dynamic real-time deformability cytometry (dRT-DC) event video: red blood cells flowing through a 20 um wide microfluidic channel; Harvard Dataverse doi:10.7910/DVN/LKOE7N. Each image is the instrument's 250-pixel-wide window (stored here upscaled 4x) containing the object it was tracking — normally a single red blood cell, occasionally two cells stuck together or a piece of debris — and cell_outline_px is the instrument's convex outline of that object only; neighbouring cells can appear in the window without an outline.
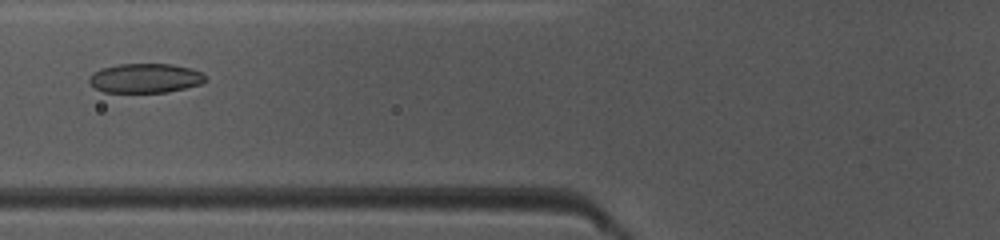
{"species": "common noctule bat (a hibernating species)", "species_latin": "Nyctalus noctula", "temperature_condition": "warm", "stored_images_in_passage": 46, "camera_frame_rate_fps": 3000, "um_per_image_px": 0.085, "animal": {"sex": "female", "body_mass_g": 10.0, "forearm_length_mm": 53.1}, "frame": {"image": 1, "passage_image": 17, "time_ms": 5.333, "image_size_px": [1000, 240], "cell_outline_px": [[208, 80], [200, 84], [168, 92], [104, 92], [96, 88], [88, 80], [88, 76], [92, 72], [104, 68], [120, 64], [172, 64], [192, 68], [200, 72]], "centroid_in_image_um": [12.35, 6.64], "position_along_channel_um": 113.4, "area_um2": 19.83}}
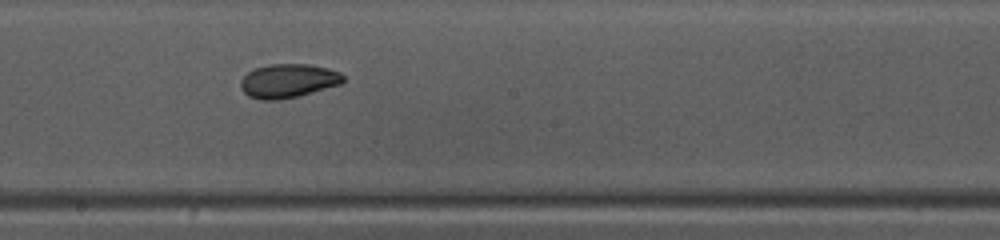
{"frame": {"image": 2, "passage_image": 25, "time_ms": 8.0, "image_size_px": [1000, 240], "cell_outline_px": [[344, 80], [340, 84], [300, 96], [280, 100], [260, 100], [248, 96], [240, 88], [240, 80], [248, 72], [256, 68], [268, 64], [308, 64], [328, 68], [340, 72], [344, 76]], "centroid_in_image_um": [24.48, 6.88], "position_along_channel_um": 223.7, "area_um2": 20.4}}
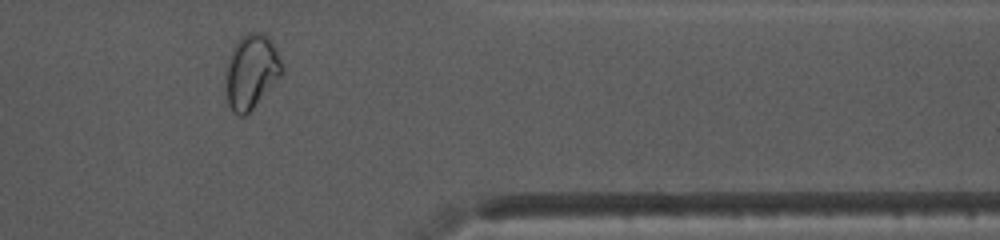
{"frame": {"image": 3, "passage_image": 38, "time_ms": 12.333, "image_size_px": [1000, 240], "cell_outline_px": [[280, 76], [252, 108], [244, 116], [240, 116], [232, 112], [228, 104], [224, 92], [224, 72], [232, 48], [240, 36], [248, 32], [264, 32], [272, 40], [276, 48], [280, 60]], "centroid_in_image_um": [21.28, 6.06], "position_along_channel_um": 390.1, "area_um2": 24.51}, "authors_computed_cell_mechanics": {"area_um2": 21.3571, "velocity_mm_per_s": 4.1225, "shape_relaxation_time_tau1_ms": 4.4063, "shape_relaxation_time_tau2_ms": 1.9146, "deformation_change_tau1": 0.1341, "deformation_change_tau2": 0.0561}}